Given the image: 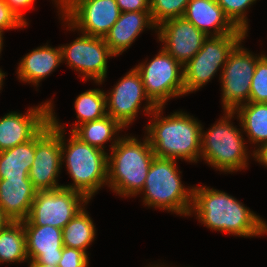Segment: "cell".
Segmentation results:
<instances>
[{"label":"cell","instance_id":"74e56055","mask_svg":"<svg viewBox=\"0 0 267 267\" xmlns=\"http://www.w3.org/2000/svg\"><path fill=\"white\" fill-rule=\"evenodd\" d=\"M6 72L4 73V71H2V69L0 68V91L2 90V87L4 86V78L6 77ZM1 93V92H0Z\"/></svg>","mask_w":267,"mask_h":267},{"label":"cell","instance_id":"7a4b0ae2","mask_svg":"<svg viewBox=\"0 0 267 267\" xmlns=\"http://www.w3.org/2000/svg\"><path fill=\"white\" fill-rule=\"evenodd\" d=\"M165 106L156 107L149 115L145 134L155 157L198 163L201 155L202 124L193 115L175 111L163 116Z\"/></svg>","mask_w":267,"mask_h":267},{"label":"cell","instance_id":"83f0119b","mask_svg":"<svg viewBox=\"0 0 267 267\" xmlns=\"http://www.w3.org/2000/svg\"><path fill=\"white\" fill-rule=\"evenodd\" d=\"M190 0H150V13L158 27L163 22L183 17Z\"/></svg>","mask_w":267,"mask_h":267},{"label":"cell","instance_id":"ab89813d","mask_svg":"<svg viewBox=\"0 0 267 267\" xmlns=\"http://www.w3.org/2000/svg\"><path fill=\"white\" fill-rule=\"evenodd\" d=\"M55 2L54 5H56V7L58 8V15H60V3L63 1V0H52Z\"/></svg>","mask_w":267,"mask_h":267},{"label":"cell","instance_id":"8d00e7d4","mask_svg":"<svg viewBox=\"0 0 267 267\" xmlns=\"http://www.w3.org/2000/svg\"><path fill=\"white\" fill-rule=\"evenodd\" d=\"M29 267H58L53 265H47L42 263H28Z\"/></svg>","mask_w":267,"mask_h":267},{"label":"cell","instance_id":"30bf717a","mask_svg":"<svg viewBox=\"0 0 267 267\" xmlns=\"http://www.w3.org/2000/svg\"><path fill=\"white\" fill-rule=\"evenodd\" d=\"M245 39L246 37L229 53L219 77L223 111H234L238 106L250 102L252 78L261 54H254L242 46Z\"/></svg>","mask_w":267,"mask_h":267},{"label":"cell","instance_id":"cb8c5ba5","mask_svg":"<svg viewBox=\"0 0 267 267\" xmlns=\"http://www.w3.org/2000/svg\"><path fill=\"white\" fill-rule=\"evenodd\" d=\"M234 112L250 144L257 148L267 142V103H244Z\"/></svg>","mask_w":267,"mask_h":267},{"label":"cell","instance_id":"f1b7e54d","mask_svg":"<svg viewBox=\"0 0 267 267\" xmlns=\"http://www.w3.org/2000/svg\"><path fill=\"white\" fill-rule=\"evenodd\" d=\"M257 0H216L226 17L237 28L248 35V11Z\"/></svg>","mask_w":267,"mask_h":267},{"label":"cell","instance_id":"44dd1931","mask_svg":"<svg viewBox=\"0 0 267 267\" xmlns=\"http://www.w3.org/2000/svg\"><path fill=\"white\" fill-rule=\"evenodd\" d=\"M36 192L30 179H0V208L11 221H24Z\"/></svg>","mask_w":267,"mask_h":267},{"label":"cell","instance_id":"277c9868","mask_svg":"<svg viewBox=\"0 0 267 267\" xmlns=\"http://www.w3.org/2000/svg\"><path fill=\"white\" fill-rule=\"evenodd\" d=\"M108 154V187L122 198L138 196L155 157L148 138L122 135Z\"/></svg>","mask_w":267,"mask_h":267},{"label":"cell","instance_id":"1f68e13d","mask_svg":"<svg viewBox=\"0 0 267 267\" xmlns=\"http://www.w3.org/2000/svg\"><path fill=\"white\" fill-rule=\"evenodd\" d=\"M27 25L8 7L4 0H0V31L24 28Z\"/></svg>","mask_w":267,"mask_h":267},{"label":"cell","instance_id":"484cf974","mask_svg":"<svg viewBox=\"0 0 267 267\" xmlns=\"http://www.w3.org/2000/svg\"><path fill=\"white\" fill-rule=\"evenodd\" d=\"M29 262L26 235L21 221H11L0 230V264Z\"/></svg>","mask_w":267,"mask_h":267},{"label":"cell","instance_id":"d6986e66","mask_svg":"<svg viewBox=\"0 0 267 267\" xmlns=\"http://www.w3.org/2000/svg\"><path fill=\"white\" fill-rule=\"evenodd\" d=\"M183 17L207 36H222L237 30L216 0H190Z\"/></svg>","mask_w":267,"mask_h":267},{"label":"cell","instance_id":"4dcf8cb0","mask_svg":"<svg viewBox=\"0 0 267 267\" xmlns=\"http://www.w3.org/2000/svg\"><path fill=\"white\" fill-rule=\"evenodd\" d=\"M89 254L76 248L64 246L58 267H89Z\"/></svg>","mask_w":267,"mask_h":267},{"label":"cell","instance_id":"4316f807","mask_svg":"<svg viewBox=\"0 0 267 267\" xmlns=\"http://www.w3.org/2000/svg\"><path fill=\"white\" fill-rule=\"evenodd\" d=\"M77 122L72 124L71 132L79 125L100 119L107 115L106 95L104 90L95 88L79 94L74 102Z\"/></svg>","mask_w":267,"mask_h":267},{"label":"cell","instance_id":"ba28073f","mask_svg":"<svg viewBox=\"0 0 267 267\" xmlns=\"http://www.w3.org/2000/svg\"><path fill=\"white\" fill-rule=\"evenodd\" d=\"M135 68L141 76L146 95L157 107L185 95L184 68L163 48L150 61H143Z\"/></svg>","mask_w":267,"mask_h":267},{"label":"cell","instance_id":"f35d334b","mask_svg":"<svg viewBox=\"0 0 267 267\" xmlns=\"http://www.w3.org/2000/svg\"><path fill=\"white\" fill-rule=\"evenodd\" d=\"M3 33H4V32H1V31H0V54H1V52H2L3 44H4V43H3V42H4V41H3V40H4V39H3V38H4V37H3ZM0 56H1V55H0ZM0 58H1V57H0Z\"/></svg>","mask_w":267,"mask_h":267},{"label":"cell","instance_id":"d6a6232c","mask_svg":"<svg viewBox=\"0 0 267 267\" xmlns=\"http://www.w3.org/2000/svg\"><path fill=\"white\" fill-rule=\"evenodd\" d=\"M121 12L150 11V0H116Z\"/></svg>","mask_w":267,"mask_h":267},{"label":"cell","instance_id":"ffe728a7","mask_svg":"<svg viewBox=\"0 0 267 267\" xmlns=\"http://www.w3.org/2000/svg\"><path fill=\"white\" fill-rule=\"evenodd\" d=\"M62 63L61 48L45 44L25 54L18 63L17 78L23 83L39 86Z\"/></svg>","mask_w":267,"mask_h":267},{"label":"cell","instance_id":"e575fe53","mask_svg":"<svg viewBox=\"0 0 267 267\" xmlns=\"http://www.w3.org/2000/svg\"><path fill=\"white\" fill-rule=\"evenodd\" d=\"M252 152L253 160L257 161L259 164L264 165L267 168V142L254 148Z\"/></svg>","mask_w":267,"mask_h":267},{"label":"cell","instance_id":"2e32d148","mask_svg":"<svg viewBox=\"0 0 267 267\" xmlns=\"http://www.w3.org/2000/svg\"><path fill=\"white\" fill-rule=\"evenodd\" d=\"M50 121V101L0 118V152L31 140Z\"/></svg>","mask_w":267,"mask_h":267},{"label":"cell","instance_id":"60d3db41","mask_svg":"<svg viewBox=\"0 0 267 267\" xmlns=\"http://www.w3.org/2000/svg\"><path fill=\"white\" fill-rule=\"evenodd\" d=\"M148 267H164V265H160L159 263L158 264H153V265H149ZM165 267H168V266H165Z\"/></svg>","mask_w":267,"mask_h":267},{"label":"cell","instance_id":"3957f363","mask_svg":"<svg viewBox=\"0 0 267 267\" xmlns=\"http://www.w3.org/2000/svg\"><path fill=\"white\" fill-rule=\"evenodd\" d=\"M50 101V121L60 129L62 164L73 180L72 184H62L63 188L82 193L89 201L98 190L107 186L108 152H104L83 142L73 132L69 139L65 137V126L54 112V104Z\"/></svg>","mask_w":267,"mask_h":267},{"label":"cell","instance_id":"8992f818","mask_svg":"<svg viewBox=\"0 0 267 267\" xmlns=\"http://www.w3.org/2000/svg\"><path fill=\"white\" fill-rule=\"evenodd\" d=\"M177 160L154 157L141 194L144 206L158 208L173 214L190 216L193 186L185 187Z\"/></svg>","mask_w":267,"mask_h":267},{"label":"cell","instance_id":"d4e9b609","mask_svg":"<svg viewBox=\"0 0 267 267\" xmlns=\"http://www.w3.org/2000/svg\"><path fill=\"white\" fill-rule=\"evenodd\" d=\"M84 206L62 229L63 245L88 254V247L95 241L96 226Z\"/></svg>","mask_w":267,"mask_h":267},{"label":"cell","instance_id":"52a82bcc","mask_svg":"<svg viewBox=\"0 0 267 267\" xmlns=\"http://www.w3.org/2000/svg\"><path fill=\"white\" fill-rule=\"evenodd\" d=\"M246 36L241 29L222 36H208L199 52L183 66L185 95L204 87L218 71L221 77L229 53Z\"/></svg>","mask_w":267,"mask_h":267},{"label":"cell","instance_id":"e0dca14e","mask_svg":"<svg viewBox=\"0 0 267 267\" xmlns=\"http://www.w3.org/2000/svg\"><path fill=\"white\" fill-rule=\"evenodd\" d=\"M28 263L57 266L62 256V229L50 225L24 226Z\"/></svg>","mask_w":267,"mask_h":267},{"label":"cell","instance_id":"9a60e30c","mask_svg":"<svg viewBox=\"0 0 267 267\" xmlns=\"http://www.w3.org/2000/svg\"><path fill=\"white\" fill-rule=\"evenodd\" d=\"M156 34L162 48L182 66L199 52L208 37L184 17L163 22Z\"/></svg>","mask_w":267,"mask_h":267},{"label":"cell","instance_id":"5b68a950","mask_svg":"<svg viewBox=\"0 0 267 267\" xmlns=\"http://www.w3.org/2000/svg\"><path fill=\"white\" fill-rule=\"evenodd\" d=\"M235 115L234 111L224 110L223 116L211 128L206 131L203 125L201 128L200 161L204 160L212 168L226 174L247 169L248 160L252 157L241 124L240 129L231 121Z\"/></svg>","mask_w":267,"mask_h":267},{"label":"cell","instance_id":"7402d4cb","mask_svg":"<svg viewBox=\"0 0 267 267\" xmlns=\"http://www.w3.org/2000/svg\"><path fill=\"white\" fill-rule=\"evenodd\" d=\"M122 129L124 130L125 128L116 119L106 115L100 119L79 125L73 133L83 142L107 152L106 150L108 149H105V143L111 141L110 149L108 150L110 151L122 137V135L119 136Z\"/></svg>","mask_w":267,"mask_h":267},{"label":"cell","instance_id":"7c38bea8","mask_svg":"<svg viewBox=\"0 0 267 267\" xmlns=\"http://www.w3.org/2000/svg\"><path fill=\"white\" fill-rule=\"evenodd\" d=\"M61 48L62 63L79 73L83 81L93 80L101 85L107 76L108 59L115 55L105 43L104 37H94L84 33ZM65 61V62H64Z\"/></svg>","mask_w":267,"mask_h":267},{"label":"cell","instance_id":"d590c367","mask_svg":"<svg viewBox=\"0 0 267 267\" xmlns=\"http://www.w3.org/2000/svg\"><path fill=\"white\" fill-rule=\"evenodd\" d=\"M11 220L6 216L4 211L0 208V230L3 229Z\"/></svg>","mask_w":267,"mask_h":267},{"label":"cell","instance_id":"6da1fadb","mask_svg":"<svg viewBox=\"0 0 267 267\" xmlns=\"http://www.w3.org/2000/svg\"><path fill=\"white\" fill-rule=\"evenodd\" d=\"M192 214L212 231L244 238L267 234V223L262 217L232 195L205 185L193 187Z\"/></svg>","mask_w":267,"mask_h":267},{"label":"cell","instance_id":"4fadbf2b","mask_svg":"<svg viewBox=\"0 0 267 267\" xmlns=\"http://www.w3.org/2000/svg\"><path fill=\"white\" fill-rule=\"evenodd\" d=\"M62 165L60 129L49 121L35 135V157L29 171L34 188L37 191L61 188L58 176Z\"/></svg>","mask_w":267,"mask_h":267},{"label":"cell","instance_id":"836d02e7","mask_svg":"<svg viewBox=\"0 0 267 267\" xmlns=\"http://www.w3.org/2000/svg\"><path fill=\"white\" fill-rule=\"evenodd\" d=\"M8 7L18 16V18L23 21L27 26L29 25L25 15L23 14L24 10L32 8V5L35 4V0H4ZM23 10V11H22Z\"/></svg>","mask_w":267,"mask_h":267},{"label":"cell","instance_id":"8fae6325","mask_svg":"<svg viewBox=\"0 0 267 267\" xmlns=\"http://www.w3.org/2000/svg\"><path fill=\"white\" fill-rule=\"evenodd\" d=\"M90 201L80 192L58 188L37 191L23 226L50 225L63 229Z\"/></svg>","mask_w":267,"mask_h":267},{"label":"cell","instance_id":"5bb4252c","mask_svg":"<svg viewBox=\"0 0 267 267\" xmlns=\"http://www.w3.org/2000/svg\"><path fill=\"white\" fill-rule=\"evenodd\" d=\"M105 95L107 115L116 119L124 128L136 120L142 101L146 100L142 112L148 117L157 107L146 95L141 76L135 67L121 77L111 91H105Z\"/></svg>","mask_w":267,"mask_h":267},{"label":"cell","instance_id":"f546056e","mask_svg":"<svg viewBox=\"0 0 267 267\" xmlns=\"http://www.w3.org/2000/svg\"><path fill=\"white\" fill-rule=\"evenodd\" d=\"M250 102L267 103V56L264 53L257 59L250 89Z\"/></svg>","mask_w":267,"mask_h":267},{"label":"cell","instance_id":"603a6c76","mask_svg":"<svg viewBox=\"0 0 267 267\" xmlns=\"http://www.w3.org/2000/svg\"><path fill=\"white\" fill-rule=\"evenodd\" d=\"M35 157V136L0 152V179H29Z\"/></svg>","mask_w":267,"mask_h":267},{"label":"cell","instance_id":"9c48e42d","mask_svg":"<svg viewBox=\"0 0 267 267\" xmlns=\"http://www.w3.org/2000/svg\"><path fill=\"white\" fill-rule=\"evenodd\" d=\"M120 14L116 0H63L59 18L67 30L105 37Z\"/></svg>","mask_w":267,"mask_h":267},{"label":"cell","instance_id":"ac0fdd59","mask_svg":"<svg viewBox=\"0 0 267 267\" xmlns=\"http://www.w3.org/2000/svg\"><path fill=\"white\" fill-rule=\"evenodd\" d=\"M146 28L157 33V26L152 20L150 11L121 12L118 20L105 35V43L117 57L129 49Z\"/></svg>","mask_w":267,"mask_h":267}]
</instances>
